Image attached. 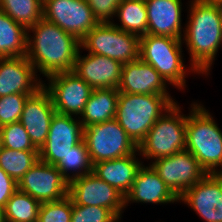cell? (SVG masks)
Segmentation results:
<instances>
[{"label":"cell","mask_w":222,"mask_h":222,"mask_svg":"<svg viewBox=\"0 0 222 222\" xmlns=\"http://www.w3.org/2000/svg\"><path fill=\"white\" fill-rule=\"evenodd\" d=\"M188 3L186 10L189 8V14L185 21L182 44L186 46L190 65L203 78H208L219 48H222V19L216 4L199 0H190Z\"/></svg>","instance_id":"obj_1"},{"label":"cell","mask_w":222,"mask_h":222,"mask_svg":"<svg viewBox=\"0 0 222 222\" xmlns=\"http://www.w3.org/2000/svg\"><path fill=\"white\" fill-rule=\"evenodd\" d=\"M80 47L75 36L44 17L27 29L26 57L38 76L73 71Z\"/></svg>","instance_id":"obj_2"},{"label":"cell","mask_w":222,"mask_h":222,"mask_svg":"<svg viewBox=\"0 0 222 222\" xmlns=\"http://www.w3.org/2000/svg\"><path fill=\"white\" fill-rule=\"evenodd\" d=\"M190 105L185 150L194 155L207 174H222V129L202 102Z\"/></svg>","instance_id":"obj_3"},{"label":"cell","mask_w":222,"mask_h":222,"mask_svg":"<svg viewBox=\"0 0 222 222\" xmlns=\"http://www.w3.org/2000/svg\"><path fill=\"white\" fill-rule=\"evenodd\" d=\"M182 39L145 34L140 36L139 58L150 64L174 89L184 91L190 74L200 75L190 64L185 65ZM183 52V53H182Z\"/></svg>","instance_id":"obj_4"},{"label":"cell","mask_w":222,"mask_h":222,"mask_svg":"<svg viewBox=\"0 0 222 222\" xmlns=\"http://www.w3.org/2000/svg\"><path fill=\"white\" fill-rule=\"evenodd\" d=\"M173 104L166 95L119 92L115 119L138 146Z\"/></svg>","instance_id":"obj_5"},{"label":"cell","mask_w":222,"mask_h":222,"mask_svg":"<svg viewBox=\"0 0 222 222\" xmlns=\"http://www.w3.org/2000/svg\"><path fill=\"white\" fill-rule=\"evenodd\" d=\"M177 101L150 128L138 145V152L148 164L185 150L187 115Z\"/></svg>","instance_id":"obj_6"},{"label":"cell","mask_w":222,"mask_h":222,"mask_svg":"<svg viewBox=\"0 0 222 222\" xmlns=\"http://www.w3.org/2000/svg\"><path fill=\"white\" fill-rule=\"evenodd\" d=\"M80 44L87 53L109 57L121 64L139 59L140 36L125 32L112 22L98 23Z\"/></svg>","instance_id":"obj_7"},{"label":"cell","mask_w":222,"mask_h":222,"mask_svg":"<svg viewBox=\"0 0 222 222\" xmlns=\"http://www.w3.org/2000/svg\"><path fill=\"white\" fill-rule=\"evenodd\" d=\"M83 140L93 164L122 158L138 151V146L116 119L84 127Z\"/></svg>","instance_id":"obj_8"},{"label":"cell","mask_w":222,"mask_h":222,"mask_svg":"<svg viewBox=\"0 0 222 222\" xmlns=\"http://www.w3.org/2000/svg\"><path fill=\"white\" fill-rule=\"evenodd\" d=\"M43 87L49 92L56 113L76 117L83 113L93 91L74 71L59 72L46 77Z\"/></svg>","instance_id":"obj_9"},{"label":"cell","mask_w":222,"mask_h":222,"mask_svg":"<svg viewBox=\"0 0 222 222\" xmlns=\"http://www.w3.org/2000/svg\"><path fill=\"white\" fill-rule=\"evenodd\" d=\"M68 196L76 205L105 207L120 221L126 210L125 196L92 172L71 180Z\"/></svg>","instance_id":"obj_10"},{"label":"cell","mask_w":222,"mask_h":222,"mask_svg":"<svg viewBox=\"0 0 222 222\" xmlns=\"http://www.w3.org/2000/svg\"><path fill=\"white\" fill-rule=\"evenodd\" d=\"M150 165L178 198L207 174L194 155L187 150L158 158Z\"/></svg>","instance_id":"obj_11"},{"label":"cell","mask_w":222,"mask_h":222,"mask_svg":"<svg viewBox=\"0 0 222 222\" xmlns=\"http://www.w3.org/2000/svg\"><path fill=\"white\" fill-rule=\"evenodd\" d=\"M43 17L79 41L99 23L86 0H43Z\"/></svg>","instance_id":"obj_12"},{"label":"cell","mask_w":222,"mask_h":222,"mask_svg":"<svg viewBox=\"0 0 222 222\" xmlns=\"http://www.w3.org/2000/svg\"><path fill=\"white\" fill-rule=\"evenodd\" d=\"M84 127L79 117L55 113L39 160L56 166L71 149L83 140Z\"/></svg>","instance_id":"obj_13"},{"label":"cell","mask_w":222,"mask_h":222,"mask_svg":"<svg viewBox=\"0 0 222 222\" xmlns=\"http://www.w3.org/2000/svg\"><path fill=\"white\" fill-rule=\"evenodd\" d=\"M69 182L54 165L38 161L18 182V190L40 203L63 199L68 195Z\"/></svg>","instance_id":"obj_14"},{"label":"cell","mask_w":222,"mask_h":222,"mask_svg":"<svg viewBox=\"0 0 222 222\" xmlns=\"http://www.w3.org/2000/svg\"><path fill=\"white\" fill-rule=\"evenodd\" d=\"M179 202L188 205L205 222H222V174H206Z\"/></svg>","instance_id":"obj_15"},{"label":"cell","mask_w":222,"mask_h":222,"mask_svg":"<svg viewBox=\"0 0 222 222\" xmlns=\"http://www.w3.org/2000/svg\"><path fill=\"white\" fill-rule=\"evenodd\" d=\"M55 113L50 94L43 86L27 97L19 122L38 150L47 140L50 123Z\"/></svg>","instance_id":"obj_16"},{"label":"cell","mask_w":222,"mask_h":222,"mask_svg":"<svg viewBox=\"0 0 222 222\" xmlns=\"http://www.w3.org/2000/svg\"><path fill=\"white\" fill-rule=\"evenodd\" d=\"M117 89L121 93L129 94L166 95L173 103L177 102L160 74L140 58L123 64Z\"/></svg>","instance_id":"obj_17"},{"label":"cell","mask_w":222,"mask_h":222,"mask_svg":"<svg viewBox=\"0 0 222 222\" xmlns=\"http://www.w3.org/2000/svg\"><path fill=\"white\" fill-rule=\"evenodd\" d=\"M26 56L0 58V97L10 94H34L43 86Z\"/></svg>","instance_id":"obj_18"},{"label":"cell","mask_w":222,"mask_h":222,"mask_svg":"<svg viewBox=\"0 0 222 222\" xmlns=\"http://www.w3.org/2000/svg\"><path fill=\"white\" fill-rule=\"evenodd\" d=\"M82 53L83 49L80 47L73 71L92 89H117L120 84L123 64L102 55L91 53L82 55Z\"/></svg>","instance_id":"obj_19"},{"label":"cell","mask_w":222,"mask_h":222,"mask_svg":"<svg viewBox=\"0 0 222 222\" xmlns=\"http://www.w3.org/2000/svg\"><path fill=\"white\" fill-rule=\"evenodd\" d=\"M131 203H151L161 206L168 203H179V198L169 189L150 164H142L131 189L125 195V209Z\"/></svg>","instance_id":"obj_20"},{"label":"cell","mask_w":222,"mask_h":222,"mask_svg":"<svg viewBox=\"0 0 222 222\" xmlns=\"http://www.w3.org/2000/svg\"><path fill=\"white\" fill-rule=\"evenodd\" d=\"M148 13L147 34L182 39V0H145Z\"/></svg>","instance_id":"obj_21"},{"label":"cell","mask_w":222,"mask_h":222,"mask_svg":"<svg viewBox=\"0 0 222 222\" xmlns=\"http://www.w3.org/2000/svg\"><path fill=\"white\" fill-rule=\"evenodd\" d=\"M137 155L140 156L138 151L122 158L97 162L92 166V173L125 196L143 164Z\"/></svg>","instance_id":"obj_22"},{"label":"cell","mask_w":222,"mask_h":222,"mask_svg":"<svg viewBox=\"0 0 222 222\" xmlns=\"http://www.w3.org/2000/svg\"><path fill=\"white\" fill-rule=\"evenodd\" d=\"M118 97L116 88L93 89L79 117L83 127L115 119Z\"/></svg>","instance_id":"obj_23"},{"label":"cell","mask_w":222,"mask_h":222,"mask_svg":"<svg viewBox=\"0 0 222 222\" xmlns=\"http://www.w3.org/2000/svg\"><path fill=\"white\" fill-rule=\"evenodd\" d=\"M27 54V29L0 10V58Z\"/></svg>","instance_id":"obj_24"},{"label":"cell","mask_w":222,"mask_h":222,"mask_svg":"<svg viewBox=\"0 0 222 222\" xmlns=\"http://www.w3.org/2000/svg\"><path fill=\"white\" fill-rule=\"evenodd\" d=\"M115 19L120 22L112 23L125 32L138 36L147 34L148 13L145 0H122L117 7Z\"/></svg>","instance_id":"obj_25"},{"label":"cell","mask_w":222,"mask_h":222,"mask_svg":"<svg viewBox=\"0 0 222 222\" xmlns=\"http://www.w3.org/2000/svg\"><path fill=\"white\" fill-rule=\"evenodd\" d=\"M41 203L27 193L16 190L4 207L9 222H37Z\"/></svg>","instance_id":"obj_26"},{"label":"cell","mask_w":222,"mask_h":222,"mask_svg":"<svg viewBox=\"0 0 222 222\" xmlns=\"http://www.w3.org/2000/svg\"><path fill=\"white\" fill-rule=\"evenodd\" d=\"M0 10L28 29L43 17V0H0Z\"/></svg>","instance_id":"obj_27"},{"label":"cell","mask_w":222,"mask_h":222,"mask_svg":"<svg viewBox=\"0 0 222 222\" xmlns=\"http://www.w3.org/2000/svg\"><path fill=\"white\" fill-rule=\"evenodd\" d=\"M39 161V151L0 150V168L17 183L23 175Z\"/></svg>","instance_id":"obj_28"},{"label":"cell","mask_w":222,"mask_h":222,"mask_svg":"<svg viewBox=\"0 0 222 222\" xmlns=\"http://www.w3.org/2000/svg\"><path fill=\"white\" fill-rule=\"evenodd\" d=\"M92 163L84 140L75 145L71 151L56 165L62 175L70 182L74 178L92 172Z\"/></svg>","instance_id":"obj_29"},{"label":"cell","mask_w":222,"mask_h":222,"mask_svg":"<svg viewBox=\"0 0 222 222\" xmlns=\"http://www.w3.org/2000/svg\"><path fill=\"white\" fill-rule=\"evenodd\" d=\"M0 135L2 147L11 150L39 151L19 121L1 127Z\"/></svg>","instance_id":"obj_30"},{"label":"cell","mask_w":222,"mask_h":222,"mask_svg":"<svg viewBox=\"0 0 222 222\" xmlns=\"http://www.w3.org/2000/svg\"><path fill=\"white\" fill-rule=\"evenodd\" d=\"M73 202L67 195L63 199L41 203L37 222H71Z\"/></svg>","instance_id":"obj_31"},{"label":"cell","mask_w":222,"mask_h":222,"mask_svg":"<svg viewBox=\"0 0 222 222\" xmlns=\"http://www.w3.org/2000/svg\"><path fill=\"white\" fill-rule=\"evenodd\" d=\"M32 94H10L0 97V128L18 122L28 96Z\"/></svg>","instance_id":"obj_32"},{"label":"cell","mask_w":222,"mask_h":222,"mask_svg":"<svg viewBox=\"0 0 222 222\" xmlns=\"http://www.w3.org/2000/svg\"><path fill=\"white\" fill-rule=\"evenodd\" d=\"M71 222H121L109 209L73 204Z\"/></svg>","instance_id":"obj_33"},{"label":"cell","mask_w":222,"mask_h":222,"mask_svg":"<svg viewBox=\"0 0 222 222\" xmlns=\"http://www.w3.org/2000/svg\"><path fill=\"white\" fill-rule=\"evenodd\" d=\"M122 0H86L93 16L99 23L113 22L117 7Z\"/></svg>","instance_id":"obj_34"},{"label":"cell","mask_w":222,"mask_h":222,"mask_svg":"<svg viewBox=\"0 0 222 222\" xmlns=\"http://www.w3.org/2000/svg\"><path fill=\"white\" fill-rule=\"evenodd\" d=\"M18 189V183L0 168V206L5 207L12 194Z\"/></svg>","instance_id":"obj_35"},{"label":"cell","mask_w":222,"mask_h":222,"mask_svg":"<svg viewBox=\"0 0 222 222\" xmlns=\"http://www.w3.org/2000/svg\"><path fill=\"white\" fill-rule=\"evenodd\" d=\"M199 1L204 2V3H210V4H218L222 0H199Z\"/></svg>","instance_id":"obj_36"},{"label":"cell","mask_w":222,"mask_h":222,"mask_svg":"<svg viewBox=\"0 0 222 222\" xmlns=\"http://www.w3.org/2000/svg\"><path fill=\"white\" fill-rule=\"evenodd\" d=\"M4 220H5L4 208L0 206V222H3Z\"/></svg>","instance_id":"obj_37"},{"label":"cell","mask_w":222,"mask_h":222,"mask_svg":"<svg viewBox=\"0 0 222 222\" xmlns=\"http://www.w3.org/2000/svg\"><path fill=\"white\" fill-rule=\"evenodd\" d=\"M216 5H217V7H218L220 17H221V19H222V1H221V2H219V3H218V4H216Z\"/></svg>","instance_id":"obj_38"},{"label":"cell","mask_w":222,"mask_h":222,"mask_svg":"<svg viewBox=\"0 0 222 222\" xmlns=\"http://www.w3.org/2000/svg\"><path fill=\"white\" fill-rule=\"evenodd\" d=\"M2 148L1 135H0V150Z\"/></svg>","instance_id":"obj_39"}]
</instances>
